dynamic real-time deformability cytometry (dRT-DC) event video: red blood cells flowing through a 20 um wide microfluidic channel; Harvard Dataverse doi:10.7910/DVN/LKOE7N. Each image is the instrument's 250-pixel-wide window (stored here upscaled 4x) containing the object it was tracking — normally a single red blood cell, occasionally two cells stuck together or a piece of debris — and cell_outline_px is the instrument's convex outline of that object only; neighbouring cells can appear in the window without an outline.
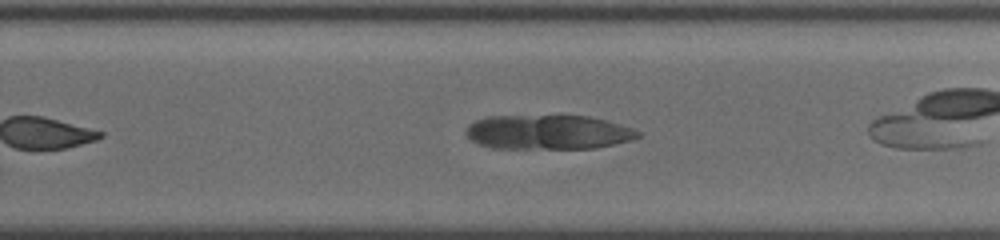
{"species": "common noctule bat (a hibernating species)", "species_latin": "Nyctalus noctula", "temperature_condition": "cold", "stored_images_in_passage": 35, "camera_frame_rate_fps": 3000, "um_per_image_px": 0.085, "animal": {"sex": "female", "body_mass_g": 19.5, "forearm_length_mm": 54.1}, "frame": {"image": 1, "passage_image": 16, "time_ms": 5.0, "image_size_px": [1000, 240], "cell_outline_px": [[640, 136], [632, 140], [596, 148], [492, 148], [476, 144], [464, 132], [468, 124], [476, 120], [488, 116], [588, 116], [604, 120], [632, 128], [640, 132]], "centroid_in_image_um": [46.55, 11.24], "position_along_channel_um": 283.3, "area_um2": 34.45}}